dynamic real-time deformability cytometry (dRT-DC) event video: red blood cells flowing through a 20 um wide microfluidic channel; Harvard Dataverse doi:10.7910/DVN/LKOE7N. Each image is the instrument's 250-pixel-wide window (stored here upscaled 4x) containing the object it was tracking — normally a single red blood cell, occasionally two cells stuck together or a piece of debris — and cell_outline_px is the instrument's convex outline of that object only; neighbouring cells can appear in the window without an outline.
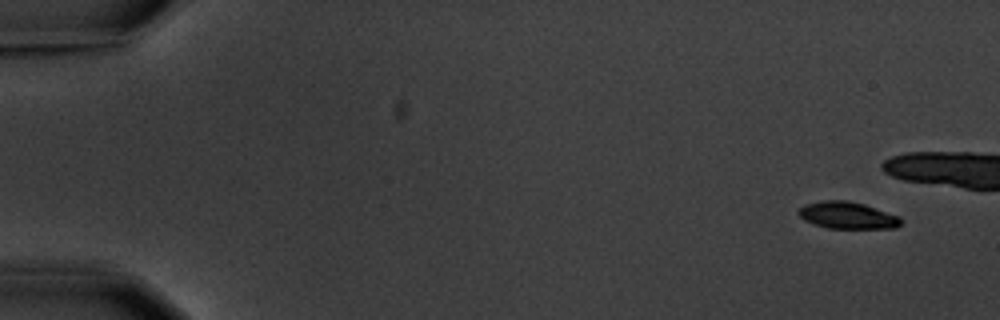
{"species": "common noctule bat (a hibernating species)", "species_latin": "Nyctalus noctula", "temperature_condition": "warm", "stored_images_in_passage": 6, "camera_frame_rate_fps": 3000, "um_per_image_px": 0.085, "animal": {"sex": "male", "body_mass_g": 20.1, "forearm_length_mm": 53.5}, "frame": {"image": 1, "passage_image": 1, "time_ms": 0.0, "image_size_px": [1000, 320], "cell_outline_px": [[904, 220], [896, 228], [828, 228], [804, 220], [796, 212], [804, 204], [824, 200], [848, 200], [864, 204], [900, 216]], "centroid_in_image_um": [72.05, 18.29], "position_along_channel_um": 12.9, "area_um2": 16.13}}